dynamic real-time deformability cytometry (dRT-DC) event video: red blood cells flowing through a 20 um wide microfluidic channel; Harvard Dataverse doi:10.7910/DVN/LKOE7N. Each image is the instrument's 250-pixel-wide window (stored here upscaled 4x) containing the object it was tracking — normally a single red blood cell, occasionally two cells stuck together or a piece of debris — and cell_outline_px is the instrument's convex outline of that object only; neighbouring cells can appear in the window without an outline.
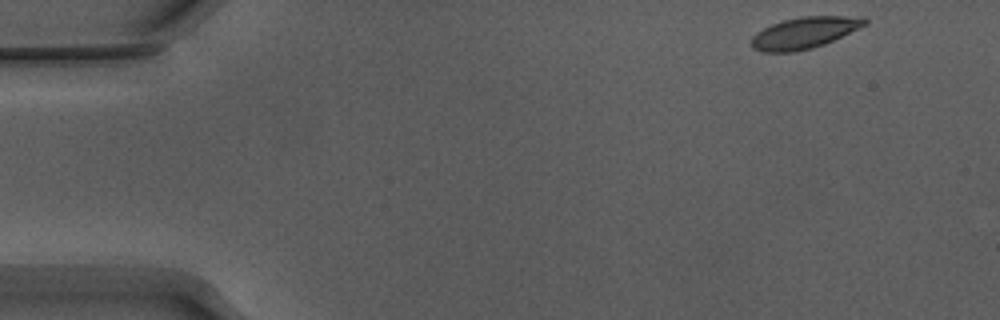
{"species": "Egyptian fruit bat (a non-hibernating species)", "species_latin": "Rousettus aegyptiacus", "temperature_condition": "warm", "stored_images_in_passage": 5, "camera_frame_rate_fps": 3000, "um_per_image_px": 0.085, "animal": {"sex": "male"}, "frame": {"image": 1, "passage_image": 1, "time_ms": 0.0, "image_size_px": [1000, 320], "cell_outline_px": [[868, 24], [824, 44], [812, 48], [792, 52], [764, 52], [752, 48], [752, 36], [756, 32], [772, 24], [784, 20], [800, 16], [864, 16], [868, 20]], "centroid_in_image_um": [68.4, 2.77], "position_along_channel_um": 16.6, "area_um2": 20.75}}